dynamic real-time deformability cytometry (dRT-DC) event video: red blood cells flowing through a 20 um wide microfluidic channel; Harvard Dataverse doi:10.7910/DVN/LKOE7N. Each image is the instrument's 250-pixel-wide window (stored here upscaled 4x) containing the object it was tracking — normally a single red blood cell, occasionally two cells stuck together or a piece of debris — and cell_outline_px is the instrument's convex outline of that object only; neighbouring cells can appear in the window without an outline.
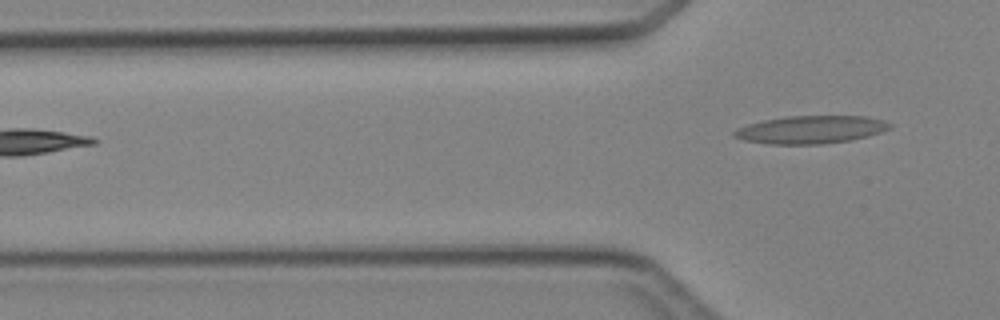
{"species": "Egyptian fruit bat (a non-hibernating species)", "species_latin": "Rousettus aegyptiacus", "temperature_condition": "cold", "stored_images_in_passage": 4, "camera_frame_rate_fps": 3000, "um_per_image_px": 0.085, "animal": {"sex": "female"}, "frame": {"image": 1, "passage_image": 4, "time_ms": 3.667, "image_size_px": [1000, 320], "cell_outline_px": [[892, 128], [868, 136], [852, 140], [824, 144], [768, 144], [744, 140], [732, 136], [732, 132], [736, 128], [748, 124], [764, 120], [784, 116], [864, 116], [884, 120], [892, 124]], "centroid_in_image_um": [68.91, 11.02], "position_along_channel_um": 56.9, "area_um2": 25.43}}